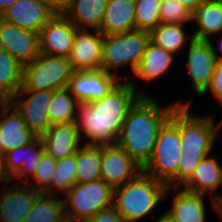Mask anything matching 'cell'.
<instances>
[{"label": "cell", "mask_w": 222, "mask_h": 222, "mask_svg": "<svg viewBox=\"0 0 222 222\" xmlns=\"http://www.w3.org/2000/svg\"><path fill=\"white\" fill-rule=\"evenodd\" d=\"M192 35L195 40L209 41L222 31V0H208L192 12ZM216 36V37H215Z\"/></svg>", "instance_id": "25"}, {"label": "cell", "mask_w": 222, "mask_h": 222, "mask_svg": "<svg viewBox=\"0 0 222 222\" xmlns=\"http://www.w3.org/2000/svg\"><path fill=\"white\" fill-rule=\"evenodd\" d=\"M142 167L117 144L101 145V179L113 189L133 179Z\"/></svg>", "instance_id": "14"}, {"label": "cell", "mask_w": 222, "mask_h": 222, "mask_svg": "<svg viewBox=\"0 0 222 222\" xmlns=\"http://www.w3.org/2000/svg\"><path fill=\"white\" fill-rule=\"evenodd\" d=\"M149 41L150 32L137 29L120 34L105 35L101 70L114 74L121 80H128L129 76H132L136 71ZM126 68L131 69L129 72L132 74L124 73L121 76L118 70L125 71Z\"/></svg>", "instance_id": "5"}, {"label": "cell", "mask_w": 222, "mask_h": 222, "mask_svg": "<svg viewBox=\"0 0 222 222\" xmlns=\"http://www.w3.org/2000/svg\"><path fill=\"white\" fill-rule=\"evenodd\" d=\"M160 21L164 24H187L190 27L192 12L178 0H161Z\"/></svg>", "instance_id": "34"}, {"label": "cell", "mask_w": 222, "mask_h": 222, "mask_svg": "<svg viewBox=\"0 0 222 222\" xmlns=\"http://www.w3.org/2000/svg\"><path fill=\"white\" fill-rule=\"evenodd\" d=\"M218 216H219V218L221 219L220 222H222V211H219Z\"/></svg>", "instance_id": "45"}, {"label": "cell", "mask_w": 222, "mask_h": 222, "mask_svg": "<svg viewBox=\"0 0 222 222\" xmlns=\"http://www.w3.org/2000/svg\"><path fill=\"white\" fill-rule=\"evenodd\" d=\"M182 3L186 8L193 12L199 5L208 1V0H178Z\"/></svg>", "instance_id": "41"}, {"label": "cell", "mask_w": 222, "mask_h": 222, "mask_svg": "<svg viewBox=\"0 0 222 222\" xmlns=\"http://www.w3.org/2000/svg\"><path fill=\"white\" fill-rule=\"evenodd\" d=\"M55 14L43 0H16L3 11L0 19L39 34Z\"/></svg>", "instance_id": "18"}, {"label": "cell", "mask_w": 222, "mask_h": 222, "mask_svg": "<svg viewBox=\"0 0 222 222\" xmlns=\"http://www.w3.org/2000/svg\"><path fill=\"white\" fill-rule=\"evenodd\" d=\"M0 47L23 66L39 54V34L0 19Z\"/></svg>", "instance_id": "16"}, {"label": "cell", "mask_w": 222, "mask_h": 222, "mask_svg": "<svg viewBox=\"0 0 222 222\" xmlns=\"http://www.w3.org/2000/svg\"><path fill=\"white\" fill-rule=\"evenodd\" d=\"M76 167V153L58 160L51 184L43 193L59 196L62 192L65 195L76 184Z\"/></svg>", "instance_id": "32"}, {"label": "cell", "mask_w": 222, "mask_h": 222, "mask_svg": "<svg viewBox=\"0 0 222 222\" xmlns=\"http://www.w3.org/2000/svg\"><path fill=\"white\" fill-rule=\"evenodd\" d=\"M73 73L68 58L40 53L33 61L23 66L20 90L54 91L66 88Z\"/></svg>", "instance_id": "7"}, {"label": "cell", "mask_w": 222, "mask_h": 222, "mask_svg": "<svg viewBox=\"0 0 222 222\" xmlns=\"http://www.w3.org/2000/svg\"><path fill=\"white\" fill-rule=\"evenodd\" d=\"M36 137L9 101L0 107V153L5 154L10 150L25 146Z\"/></svg>", "instance_id": "20"}, {"label": "cell", "mask_w": 222, "mask_h": 222, "mask_svg": "<svg viewBox=\"0 0 222 222\" xmlns=\"http://www.w3.org/2000/svg\"><path fill=\"white\" fill-rule=\"evenodd\" d=\"M63 213V197L41 192L23 222H55Z\"/></svg>", "instance_id": "31"}, {"label": "cell", "mask_w": 222, "mask_h": 222, "mask_svg": "<svg viewBox=\"0 0 222 222\" xmlns=\"http://www.w3.org/2000/svg\"><path fill=\"white\" fill-rule=\"evenodd\" d=\"M187 29V26L184 24L159 23L158 26L150 32V40L162 49L178 56L181 55L180 53L185 51L184 49L194 40L192 33L190 34Z\"/></svg>", "instance_id": "27"}, {"label": "cell", "mask_w": 222, "mask_h": 222, "mask_svg": "<svg viewBox=\"0 0 222 222\" xmlns=\"http://www.w3.org/2000/svg\"><path fill=\"white\" fill-rule=\"evenodd\" d=\"M56 14H62L71 0H43Z\"/></svg>", "instance_id": "38"}, {"label": "cell", "mask_w": 222, "mask_h": 222, "mask_svg": "<svg viewBox=\"0 0 222 222\" xmlns=\"http://www.w3.org/2000/svg\"><path fill=\"white\" fill-rule=\"evenodd\" d=\"M0 182L3 183H10L13 182L12 181V177L9 174L7 167H6V159H5V155L0 153Z\"/></svg>", "instance_id": "39"}, {"label": "cell", "mask_w": 222, "mask_h": 222, "mask_svg": "<svg viewBox=\"0 0 222 222\" xmlns=\"http://www.w3.org/2000/svg\"><path fill=\"white\" fill-rule=\"evenodd\" d=\"M219 211H222V205H219Z\"/></svg>", "instance_id": "46"}, {"label": "cell", "mask_w": 222, "mask_h": 222, "mask_svg": "<svg viewBox=\"0 0 222 222\" xmlns=\"http://www.w3.org/2000/svg\"><path fill=\"white\" fill-rule=\"evenodd\" d=\"M23 65L0 47V94L9 101L22 87Z\"/></svg>", "instance_id": "28"}, {"label": "cell", "mask_w": 222, "mask_h": 222, "mask_svg": "<svg viewBox=\"0 0 222 222\" xmlns=\"http://www.w3.org/2000/svg\"><path fill=\"white\" fill-rule=\"evenodd\" d=\"M185 51L190 87L199 98L210 85L217 59L208 41L194 39Z\"/></svg>", "instance_id": "11"}, {"label": "cell", "mask_w": 222, "mask_h": 222, "mask_svg": "<svg viewBox=\"0 0 222 222\" xmlns=\"http://www.w3.org/2000/svg\"><path fill=\"white\" fill-rule=\"evenodd\" d=\"M170 193L167 185L145 171L114 189L113 206L126 222H138L155 212ZM165 199V200H164Z\"/></svg>", "instance_id": "4"}, {"label": "cell", "mask_w": 222, "mask_h": 222, "mask_svg": "<svg viewBox=\"0 0 222 222\" xmlns=\"http://www.w3.org/2000/svg\"><path fill=\"white\" fill-rule=\"evenodd\" d=\"M40 138L45 152L56 161L74 155L82 145L74 122L51 125Z\"/></svg>", "instance_id": "23"}, {"label": "cell", "mask_w": 222, "mask_h": 222, "mask_svg": "<svg viewBox=\"0 0 222 222\" xmlns=\"http://www.w3.org/2000/svg\"><path fill=\"white\" fill-rule=\"evenodd\" d=\"M61 196L64 213L83 221L113 206L114 189L104 180L98 179L87 183H76Z\"/></svg>", "instance_id": "8"}, {"label": "cell", "mask_w": 222, "mask_h": 222, "mask_svg": "<svg viewBox=\"0 0 222 222\" xmlns=\"http://www.w3.org/2000/svg\"><path fill=\"white\" fill-rule=\"evenodd\" d=\"M161 0H135V29L151 32L160 21Z\"/></svg>", "instance_id": "33"}, {"label": "cell", "mask_w": 222, "mask_h": 222, "mask_svg": "<svg viewBox=\"0 0 222 222\" xmlns=\"http://www.w3.org/2000/svg\"><path fill=\"white\" fill-rule=\"evenodd\" d=\"M135 30V0H108L98 29L104 36Z\"/></svg>", "instance_id": "24"}, {"label": "cell", "mask_w": 222, "mask_h": 222, "mask_svg": "<svg viewBox=\"0 0 222 222\" xmlns=\"http://www.w3.org/2000/svg\"><path fill=\"white\" fill-rule=\"evenodd\" d=\"M16 0H0V15Z\"/></svg>", "instance_id": "42"}, {"label": "cell", "mask_w": 222, "mask_h": 222, "mask_svg": "<svg viewBox=\"0 0 222 222\" xmlns=\"http://www.w3.org/2000/svg\"><path fill=\"white\" fill-rule=\"evenodd\" d=\"M141 96L128 80H121L103 98L78 103L74 124L82 144H116L126 115Z\"/></svg>", "instance_id": "1"}, {"label": "cell", "mask_w": 222, "mask_h": 222, "mask_svg": "<svg viewBox=\"0 0 222 222\" xmlns=\"http://www.w3.org/2000/svg\"><path fill=\"white\" fill-rule=\"evenodd\" d=\"M219 34H220V36H219V38H217L218 41L216 40V38H211L213 40H209L208 42L211 45V48L213 50V53L216 56V59L217 60H222V36H221L222 35V31Z\"/></svg>", "instance_id": "40"}, {"label": "cell", "mask_w": 222, "mask_h": 222, "mask_svg": "<svg viewBox=\"0 0 222 222\" xmlns=\"http://www.w3.org/2000/svg\"><path fill=\"white\" fill-rule=\"evenodd\" d=\"M104 35L98 30L78 29L68 59L74 71L101 69Z\"/></svg>", "instance_id": "15"}, {"label": "cell", "mask_w": 222, "mask_h": 222, "mask_svg": "<svg viewBox=\"0 0 222 222\" xmlns=\"http://www.w3.org/2000/svg\"><path fill=\"white\" fill-rule=\"evenodd\" d=\"M44 152V145L40 137H36L25 146L6 152L4 154L6 167L12 181L20 179L25 184L31 181Z\"/></svg>", "instance_id": "21"}, {"label": "cell", "mask_w": 222, "mask_h": 222, "mask_svg": "<svg viewBox=\"0 0 222 222\" xmlns=\"http://www.w3.org/2000/svg\"><path fill=\"white\" fill-rule=\"evenodd\" d=\"M191 108V105H177L170 115V120L179 128L182 144L178 187H182L191 178L204 157L212 154L222 131V123H217L211 113L197 115L192 113Z\"/></svg>", "instance_id": "3"}, {"label": "cell", "mask_w": 222, "mask_h": 222, "mask_svg": "<svg viewBox=\"0 0 222 222\" xmlns=\"http://www.w3.org/2000/svg\"><path fill=\"white\" fill-rule=\"evenodd\" d=\"M175 59L176 57L173 53L162 49L150 40L136 71L132 75V79L130 77L128 82L142 96H153L152 93L150 94L148 91L146 92V90H148L147 88L138 90V83H136L134 79L139 78V80L149 83L152 81L154 82V80H160L161 77L168 74L170 68H172L175 62Z\"/></svg>", "instance_id": "19"}, {"label": "cell", "mask_w": 222, "mask_h": 222, "mask_svg": "<svg viewBox=\"0 0 222 222\" xmlns=\"http://www.w3.org/2000/svg\"><path fill=\"white\" fill-rule=\"evenodd\" d=\"M78 102L66 88L53 91L47 114L51 125L74 122Z\"/></svg>", "instance_id": "30"}, {"label": "cell", "mask_w": 222, "mask_h": 222, "mask_svg": "<svg viewBox=\"0 0 222 222\" xmlns=\"http://www.w3.org/2000/svg\"><path fill=\"white\" fill-rule=\"evenodd\" d=\"M121 79L104 70L74 71L67 88L78 103H89L107 95Z\"/></svg>", "instance_id": "12"}, {"label": "cell", "mask_w": 222, "mask_h": 222, "mask_svg": "<svg viewBox=\"0 0 222 222\" xmlns=\"http://www.w3.org/2000/svg\"><path fill=\"white\" fill-rule=\"evenodd\" d=\"M77 30L63 14H55L39 32L40 53L68 58Z\"/></svg>", "instance_id": "13"}, {"label": "cell", "mask_w": 222, "mask_h": 222, "mask_svg": "<svg viewBox=\"0 0 222 222\" xmlns=\"http://www.w3.org/2000/svg\"><path fill=\"white\" fill-rule=\"evenodd\" d=\"M57 161L47 154L43 153L39 166L35 170L34 176L27 184L40 192H44L51 184L52 177L56 170Z\"/></svg>", "instance_id": "35"}, {"label": "cell", "mask_w": 222, "mask_h": 222, "mask_svg": "<svg viewBox=\"0 0 222 222\" xmlns=\"http://www.w3.org/2000/svg\"><path fill=\"white\" fill-rule=\"evenodd\" d=\"M52 94L53 91L48 90H19L9 100L23 117L28 129L37 137L43 136L51 126L47 108Z\"/></svg>", "instance_id": "9"}, {"label": "cell", "mask_w": 222, "mask_h": 222, "mask_svg": "<svg viewBox=\"0 0 222 222\" xmlns=\"http://www.w3.org/2000/svg\"><path fill=\"white\" fill-rule=\"evenodd\" d=\"M154 222H173V219L165 211L164 213H162V215L160 214V217H158V219Z\"/></svg>", "instance_id": "43"}, {"label": "cell", "mask_w": 222, "mask_h": 222, "mask_svg": "<svg viewBox=\"0 0 222 222\" xmlns=\"http://www.w3.org/2000/svg\"><path fill=\"white\" fill-rule=\"evenodd\" d=\"M157 97L141 96L130 108L116 144L142 168L151 159L161 127L177 105H193L188 99L161 104Z\"/></svg>", "instance_id": "2"}, {"label": "cell", "mask_w": 222, "mask_h": 222, "mask_svg": "<svg viewBox=\"0 0 222 222\" xmlns=\"http://www.w3.org/2000/svg\"><path fill=\"white\" fill-rule=\"evenodd\" d=\"M7 102V100L0 94V107L4 105Z\"/></svg>", "instance_id": "44"}, {"label": "cell", "mask_w": 222, "mask_h": 222, "mask_svg": "<svg viewBox=\"0 0 222 222\" xmlns=\"http://www.w3.org/2000/svg\"><path fill=\"white\" fill-rule=\"evenodd\" d=\"M82 222H126L116 211L114 206L105 208L93 217L84 219Z\"/></svg>", "instance_id": "37"}, {"label": "cell", "mask_w": 222, "mask_h": 222, "mask_svg": "<svg viewBox=\"0 0 222 222\" xmlns=\"http://www.w3.org/2000/svg\"><path fill=\"white\" fill-rule=\"evenodd\" d=\"M181 145L179 128L169 119L159 130L152 157L142 170L167 187H178Z\"/></svg>", "instance_id": "6"}, {"label": "cell", "mask_w": 222, "mask_h": 222, "mask_svg": "<svg viewBox=\"0 0 222 222\" xmlns=\"http://www.w3.org/2000/svg\"><path fill=\"white\" fill-rule=\"evenodd\" d=\"M208 94H211L210 96H212L218 104L220 103L219 106H222V60H217L210 85L200 98L204 97L205 99V96H208Z\"/></svg>", "instance_id": "36"}, {"label": "cell", "mask_w": 222, "mask_h": 222, "mask_svg": "<svg viewBox=\"0 0 222 222\" xmlns=\"http://www.w3.org/2000/svg\"><path fill=\"white\" fill-rule=\"evenodd\" d=\"M208 155L196 166L191 178L181 187L192 193L208 194L210 205L215 213L219 214V205H222V163L220 156ZM219 157V158H218Z\"/></svg>", "instance_id": "10"}, {"label": "cell", "mask_w": 222, "mask_h": 222, "mask_svg": "<svg viewBox=\"0 0 222 222\" xmlns=\"http://www.w3.org/2000/svg\"><path fill=\"white\" fill-rule=\"evenodd\" d=\"M175 191L172 206L166 209L173 222H207L205 194L192 193L181 187H169Z\"/></svg>", "instance_id": "22"}, {"label": "cell", "mask_w": 222, "mask_h": 222, "mask_svg": "<svg viewBox=\"0 0 222 222\" xmlns=\"http://www.w3.org/2000/svg\"><path fill=\"white\" fill-rule=\"evenodd\" d=\"M2 187H0V222H23L41 192L20 181Z\"/></svg>", "instance_id": "17"}, {"label": "cell", "mask_w": 222, "mask_h": 222, "mask_svg": "<svg viewBox=\"0 0 222 222\" xmlns=\"http://www.w3.org/2000/svg\"><path fill=\"white\" fill-rule=\"evenodd\" d=\"M76 183L101 179V145L82 144L76 153Z\"/></svg>", "instance_id": "29"}, {"label": "cell", "mask_w": 222, "mask_h": 222, "mask_svg": "<svg viewBox=\"0 0 222 222\" xmlns=\"http://www.w3.org/2000/svg\"><path fill=\"white\" fill-rule=\"evenodd\" d=\"M108 0H71L62 13L77 29L98 30Z\"/></svg>", "instance_id": "26"}]
</instances>
